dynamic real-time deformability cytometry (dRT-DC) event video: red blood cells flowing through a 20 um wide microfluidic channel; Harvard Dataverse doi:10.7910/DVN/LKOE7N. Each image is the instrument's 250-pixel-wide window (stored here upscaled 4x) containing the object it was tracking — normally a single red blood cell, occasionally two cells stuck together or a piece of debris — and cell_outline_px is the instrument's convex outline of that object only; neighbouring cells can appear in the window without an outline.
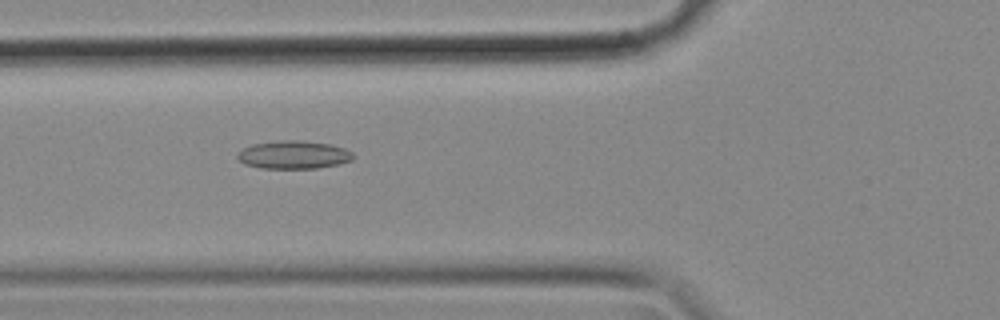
{"species": "common noctule bat (a hibernating species)", "species_latin": "Nyctalus noctula", "temperature_condition": "cold", "stored_images_in_passage": 19, "camera_frame_rate_fps": 3000, "um_per_image_px": 0.085, "animal": {"sex": "female", "body_mass_g": 18.4}, "frame": {"image": 1, "passage_image": 6, "time_ms": 1.667, "image_size_px": [1000, 320], "cell_outline_px": [[352, 160], [336, 164], [316, 168], [264, 168], [244, 164], [236, 156], [244, 148], [252, 144], [280, 140], [304, 140], [332, 144], [344, 148], [352, 152]], "centroid_in_image_um": [24.96, 13.14], "position_along_channel_um": 100.8, "area_um2": 18.79}}
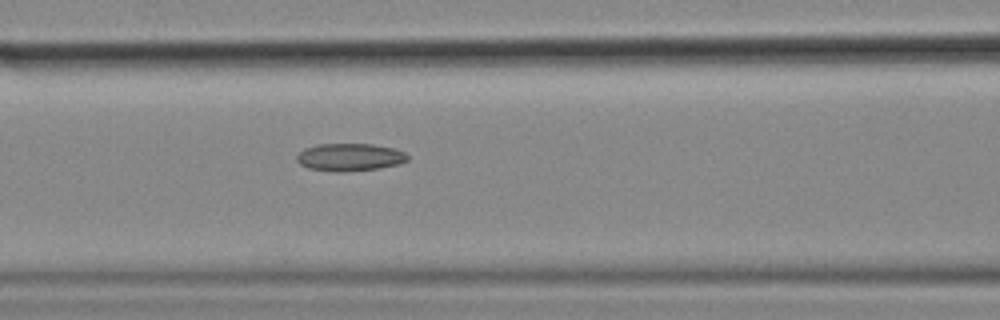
{"frame": {"image": 2, "passage_image": 9, "time_ms": 2.667, "image_size_px": [1000, 320], "cell_outline_px": [[408, 160], [396, 164], [380, 168], [340, 172], [308, 168], [300, 164], [296, 160], [296, 156], [304, 148], [316, 144], [372, 144], [392, 148], [404, 152], [408, 156]], "centroid_in_image_um": [29.69, 13.35], "position_along_channel_um": 136.9, "area_um2": 17.69}}